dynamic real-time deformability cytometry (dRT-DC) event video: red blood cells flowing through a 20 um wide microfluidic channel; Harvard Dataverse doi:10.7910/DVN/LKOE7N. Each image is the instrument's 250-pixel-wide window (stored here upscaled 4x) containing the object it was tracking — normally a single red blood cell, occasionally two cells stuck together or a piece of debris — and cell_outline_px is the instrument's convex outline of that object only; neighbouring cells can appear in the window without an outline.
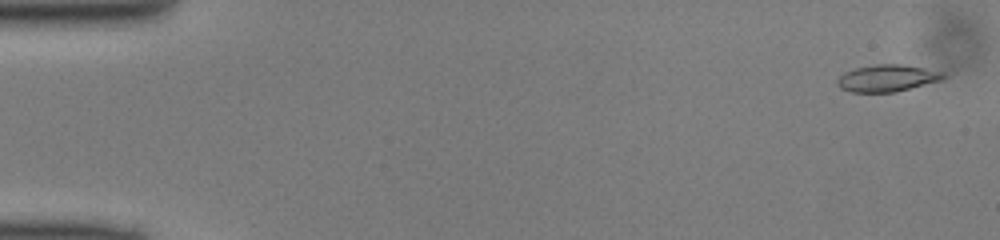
{"species": "common noctule bat (a hibernating species)", "species_latin": "Nyctalus noctula", "temperature_condition": "cold", "stored_images_in_passage": 49, "camera_frame_rate_fps": 3000, "um_per_image_px": 0.085, "animal": {"sex": "male", "body_mass_g": 13.0, "forearm_length_mm": 53.1}, "frame": {"image": 1, "passage_image": 2, "time_ms": 0.333, "image_size_px": [1000, 240], "cell_outline_px": [[944, 76], [940, 80], [896, 92], [852, 92], [840, 88], [836, 84], [836, 80], [844, 72], [856, 68], [876, 64], [900, 64], [924, 68], [944, 72]], "centroid_in_image_um": [75.36, 6.64], "position_along_channel_um": 9.6, "area_um2": 16.47}}
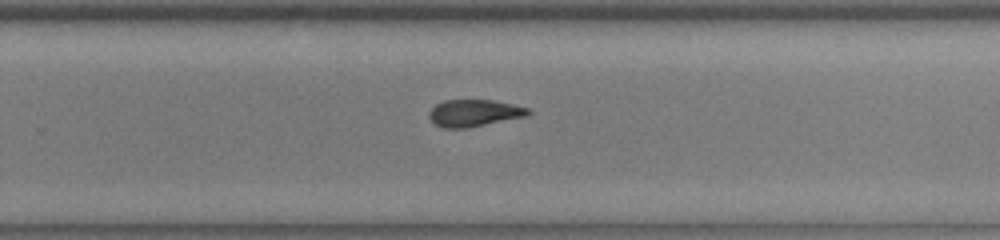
{"frame": {"image": 2, "passage_image": 32, "time_ms": 10.333, "image_size_px": [1000, 240], "cell_outline_px": [[532, 112], [528, 116], [468, 128], [444, 128], [436, 124], [428, 116], [428, 112], [436, 104], [444, 100], [492, 100], [512, 104], [528, 108]], "centroid_in_image_um": [40.32, 9.61], "position_along_channel_um": 289.5, "area_um2": 15.61}}
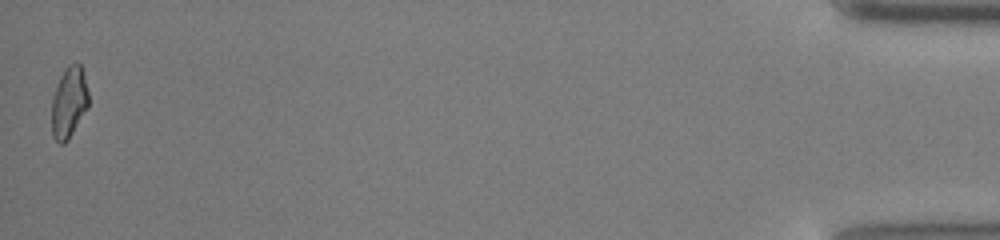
{"frame": {"image": 3, "passage_image": 49, "time_ms": 16.0, "image_size_px": [1000, 240], "cell_outline_px": [[88, 108], [68, 140], [64, 144], [60, 144], [52, 136], [52, 96], [60, 76], [64, 68], [68, 64], [76, 60], [80, 64], [84, 72], [88, 92]], "centroid_in_image_um": [5.87, 8.66], "position_along_channel_um": 429.3, "area_um2": 15.61}}